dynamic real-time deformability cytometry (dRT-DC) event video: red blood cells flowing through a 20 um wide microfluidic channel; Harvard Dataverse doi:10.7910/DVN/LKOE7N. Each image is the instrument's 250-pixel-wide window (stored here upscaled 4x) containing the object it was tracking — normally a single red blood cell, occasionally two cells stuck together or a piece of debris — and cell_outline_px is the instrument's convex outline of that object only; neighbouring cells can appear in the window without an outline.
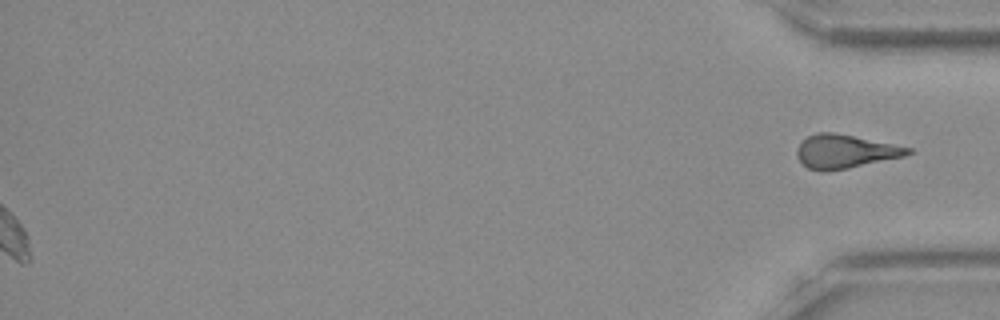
{"species": "Egyptian fruit bat (a non-hibernating species)", "species_latin": "Rousettus aegyptiacus", "temperature_condition": "room temperature", "stored_images_in_passage": 43, "segment_of_instrument_passage": [2, 2], "camera_frame_rate_fps": 3000, "um_per_image_px": 0.085, "frame": {"image": 1, "passage_image": 43, "time_ms": 14.0, "image_size_px": [1000, 320], "cell_outline_px": [[912, 152], [904, 156], [848, 168], [808, 168], [796, 156], [796, 148], [808, 136], [816, 132], [832, 132], [912, 148]], "centroid_in_image_um": [71.83, 12.84], "position_along_channel_um": 363.4, "area_um2": 20.81}}